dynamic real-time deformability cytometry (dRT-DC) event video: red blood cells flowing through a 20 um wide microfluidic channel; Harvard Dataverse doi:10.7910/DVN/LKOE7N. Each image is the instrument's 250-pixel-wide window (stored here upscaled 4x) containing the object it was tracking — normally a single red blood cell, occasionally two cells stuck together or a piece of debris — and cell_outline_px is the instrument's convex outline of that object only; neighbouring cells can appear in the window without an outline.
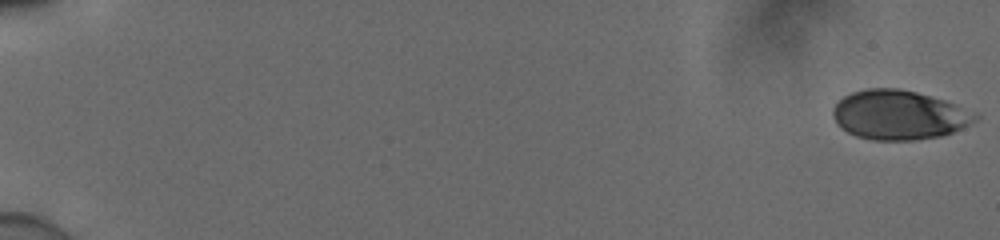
{"species": "human", "species_latin": "Homo sapiens", "temperature_condition": "cold", "stored_images_in_passage": 11, "camera_frame_rate_fps": 3000, "um_per_image_px": 0.085, "donor": {"sex": "male"}, "frame": {"image": 1, "passage_image": 1, "time_ms": 0.0, "image_size_px": [1000, 240], "cell_outline_px": [[980, 116], [976, 120], [952, 132], [940, 136], [912, 140], [872, 140], [856, 136], [840, 128], [836, 124], [832, 116], [832, 108], [844, 96], [852, 92], [868, 88], [896, 88], [916, 92], [944, 100], [976, 112]], "centroid_in_image_um": [76.38, 9.77], "position_along_channel_um": 8.6, "area_um2": 40.86}}